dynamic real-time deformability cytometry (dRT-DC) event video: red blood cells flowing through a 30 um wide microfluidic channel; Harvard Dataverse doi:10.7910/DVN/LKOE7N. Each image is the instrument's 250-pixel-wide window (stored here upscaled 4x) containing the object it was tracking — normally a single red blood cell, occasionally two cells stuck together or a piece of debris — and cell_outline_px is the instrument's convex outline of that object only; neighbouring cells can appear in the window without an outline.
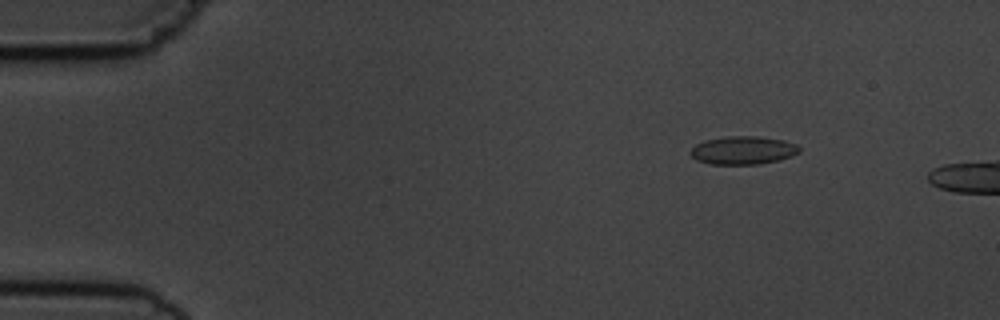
{"species": "common noctule bat (a hibernating species)", "species_latin": "Nyctalus noctula", "temperature_condition": "cold", "stored_images_in_passage": 3, "camera_frame_rate_fps": 3000, "um_per_image_px": 0.085, "animal": {"sex": "male", "body_mass_g": 19.5, "forearm_length_mm": 54.6}, "frame": {"image": 1, "passage_image": 2, "time_ms": 1.333, "image_size_px": [1000, 320], "cell_outline_px": [[800, 152], [792, 156], [780, 160], [760, 164], [712, 164], [696, 160], [688, 152], [696, 144], [704, 140], [728, 136], [756, 136], [784, 140], [796, 144], [800, 148]], "centroid_in_image_um": [63.16, 12.77], "position_along_channel_um": 21.8, "area_um2": 17.98}}